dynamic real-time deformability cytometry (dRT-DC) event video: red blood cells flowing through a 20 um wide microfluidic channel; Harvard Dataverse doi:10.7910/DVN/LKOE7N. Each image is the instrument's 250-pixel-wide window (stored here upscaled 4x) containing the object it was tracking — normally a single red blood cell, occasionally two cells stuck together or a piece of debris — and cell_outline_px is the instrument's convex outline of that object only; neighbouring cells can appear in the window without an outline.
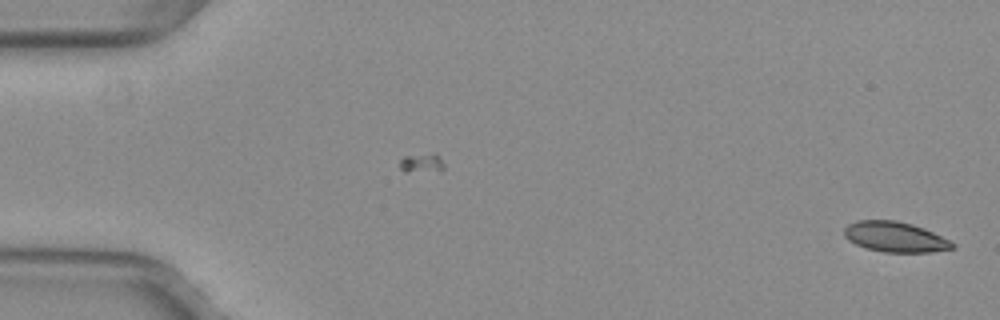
{"species": "common noctule bat (a hibernating species)", "species_latin": "Nyctalus noctula", "temperature_condition": "warm", "stored_images_in_passage": 52, "camera_frame_rate_fps": 3000, "um_per_image_px": 0.085, "animal": {"sex": "female", "body_mass_g": 29.2, "forearm_length_mm": 56.3}, "frame": {"image": 1, "passage_image": 1, "time_ms": 0.0, "image_size_px": [1000, 320], "cell_outline_px": [[956, 248], [932, 252], [884, 252], [864, 248], [848, 240], [844, 236], [844, 228], [848, 224], [856, 220], [896, 220], [912, 224], [924, 228], [952, 240], [956, 244]], "centroid_in_image_um": [76.11, 20.14], "position_along_channel_um": 8.9, "area_um2": 19.42}}
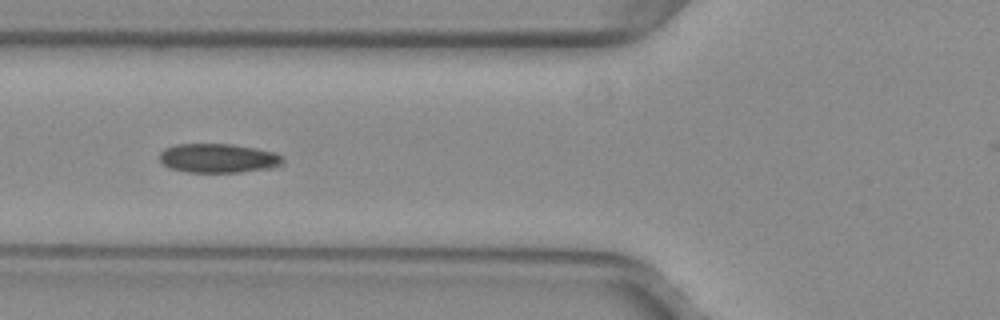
{"frame": {"image": 2, "passage_image": 20, "time_ms": 6.333, "image_size_px": [1000, 320], "cell_outline_px": [[284, 164], [272, 168], [240, 172], [188, 172], [168, 168], [160, 160], [160, 152], [164, 148], [176, 144], [232, 144], [256, 148], [272, 152], [284, 156]], "centroid_in_image_um": [18.57, 13.45], "position_along_channel_um": 107.2, "area_um2": 21.1}}
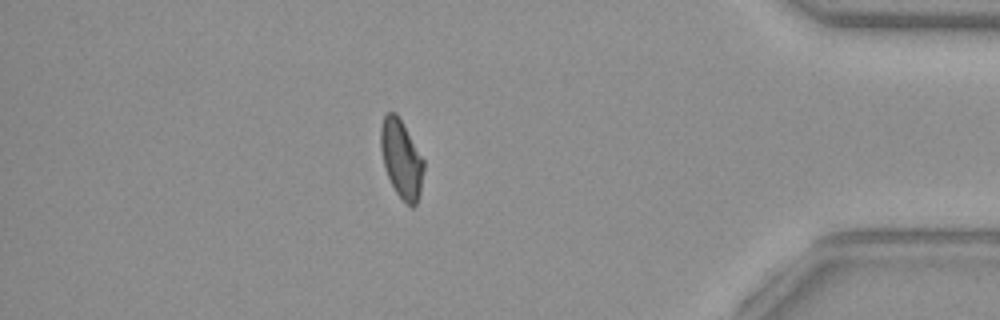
{"frame": {"image": 3, "passage_image": 45, "time_ms": 14.667, "image_size_px": [1000, 320], "cell_outline_px": [[424, 168], [420, 192], [416, 204], [412, 208], [396, 192], [384, 168], [380, 148], [380, 128], [384, 116], [388, 112], [396, 112], [424, 160]], "centroid_in_image_um": [34.1, 13.49], "position_along_channel_um": 401.1, "area_um2": 19.36}, "authors_computed_cell_mechanics": {"area_um2": 20.2878, "velocity_mm_per_s": 4.0023, "shape_relaxation_time_tau1_ms": null, "shape_relaxation_time_tau2_ms": 0.9125, "deformation_change_tau1": null, "deformation_change_tau2": 0.073}}